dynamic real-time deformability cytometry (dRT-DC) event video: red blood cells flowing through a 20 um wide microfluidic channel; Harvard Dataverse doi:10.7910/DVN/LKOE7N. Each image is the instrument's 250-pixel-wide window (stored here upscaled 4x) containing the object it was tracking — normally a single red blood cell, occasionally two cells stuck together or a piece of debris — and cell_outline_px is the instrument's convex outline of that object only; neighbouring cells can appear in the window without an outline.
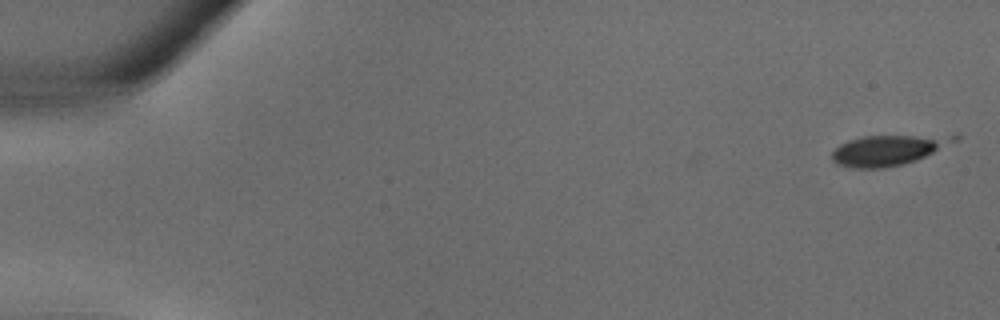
{"species": "common noctule bat (a hibernating species)", "species_latin": "Nyctalus noctula", "temperature_condition": "warm", "stored_images_in_passage": 3, "camera_frame_rate_fps": 3000, "um_per_image_px": 0.085, "animal": {"sex": "male", "body_mass_g": 18.8}, "frame": {"image": 1, "passage_image": 1, "time_ms": 0.0, "image_size_px": [1000, 320], "cell_outline_px": [[960, 140], [916, 160], [884, 168], [852, 168], [836, 164], [832, 160], [832, 152], [840, 144], [848, 140], [864, 136], [960, 136]], "centroid_in_image_um": [75.45, 12.77], "position_along_channel_um": 9.6, "area_um2": 21.27}}